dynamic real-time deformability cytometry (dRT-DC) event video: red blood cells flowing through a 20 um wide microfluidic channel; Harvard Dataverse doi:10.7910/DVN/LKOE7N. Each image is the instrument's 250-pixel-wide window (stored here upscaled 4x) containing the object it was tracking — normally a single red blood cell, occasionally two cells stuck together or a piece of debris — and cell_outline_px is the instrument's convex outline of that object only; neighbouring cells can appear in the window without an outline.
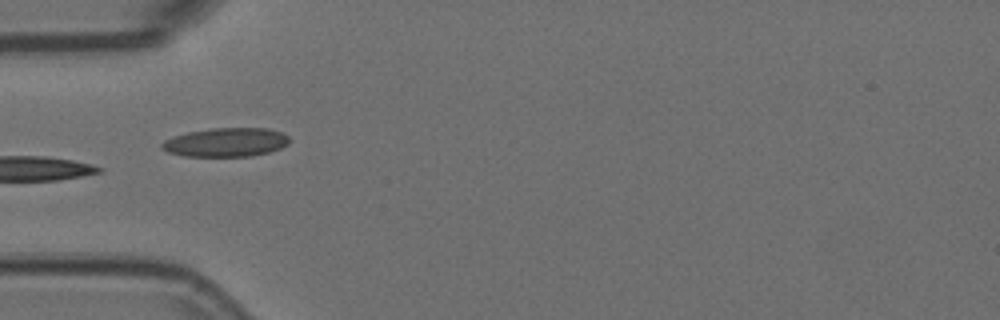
{"species": "Egyptian fruit bat (a non-hibernating species)", "species_latin": "Rousettus aegyptiacus", "temperature_condition": "room temperature", "stored_images_in_passage": 6, "camera_frame_rate_fps": 3000, "um_per_image_px": 0.085, "animal": {"sex": "female"}, "frame": {"image": 1, "passage_image": 4, "time_ms": 1.0, "image_size_px": [1000, 320], "cell_outline_px": [[292, 140], [288, 144], [280, 148], [268, 152], [252, 156], [184, 156], [168, 152], [160, 148], [160, 144], [164, 140], [172, 136], [188, 132], [212, 128], [268, 128], [280, 132], [288, 136]], "centroid_in_image_um": [19.19, 12.09], "position_along_channel_um": 65.8, "area_um2": 21.56}}
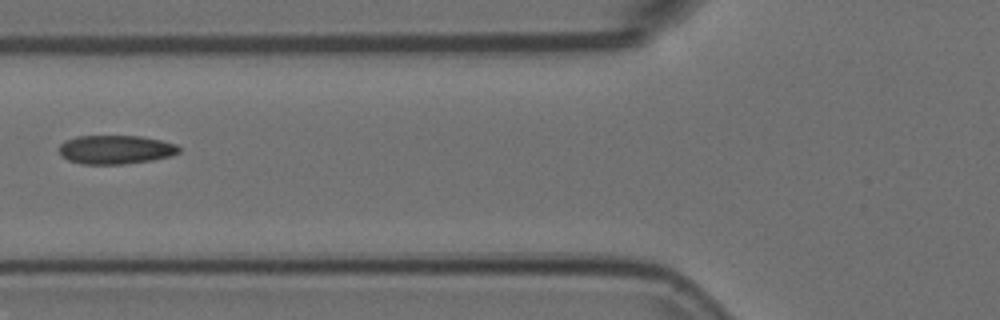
{"frame": {"image": 2, "passage_image": 5, "time_ms": 1.333, "image_size_px": [1000, 320], "cell_outline_px": [[180, 152], [172, 156], [152, 160], [124, 164], [80, 164], [68, 160], [60, 152], [60, 144], [64, 140], [76, 136], [140, 136], [160, 140], [176, 144], [180, 148]], "centroid_in_image_um": [9.84, 12.71], "position_along_channel_um": 116.0, "area_um2": 20.17}}
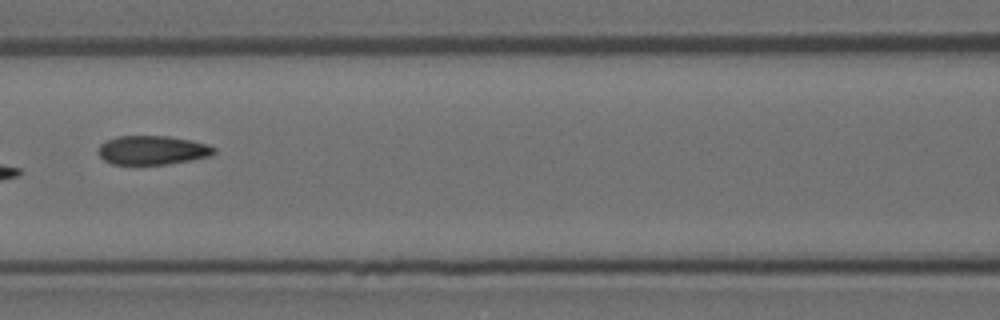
{"frame": {"image": 3, "passage_image": 6, "time_ms": 1.667, "image_size_px": [1000, 320], "cell_outline_px": [[216, 152], [212, 156], [192, 160], [168, 164], [112, 164], [104, 160], [96, 152], [100, 144], [116, 136], [168, 136], [192, 140], [208, 144], [216, 148]], "centroid_in_image_um": [12.98, 12.76], "position_along_channel_um": 153.6, "area_um2": 19.77}}